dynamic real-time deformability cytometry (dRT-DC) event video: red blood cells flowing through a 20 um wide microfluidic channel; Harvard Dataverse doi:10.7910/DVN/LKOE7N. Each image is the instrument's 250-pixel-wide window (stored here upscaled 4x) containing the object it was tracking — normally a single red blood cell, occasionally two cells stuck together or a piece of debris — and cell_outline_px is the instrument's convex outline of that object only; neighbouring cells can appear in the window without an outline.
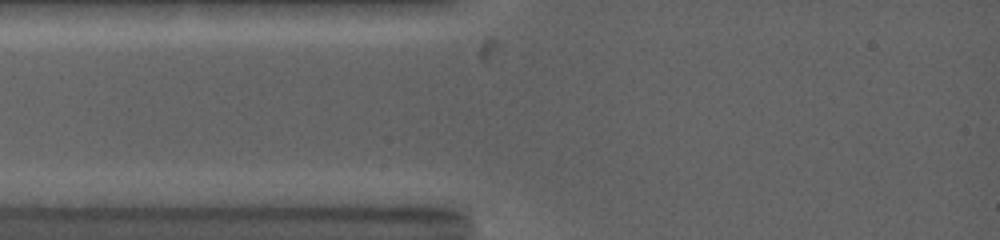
{"species": "common noctule bat (a hibernating species)", "species_latin": "Nyctalus noctula", "temperature_condition": "warm", "stored_images_in_passage": 5, "camera_frame_rate_fps": 5000, "um_per_image_px": 0.085, "animal": {"sex": "female", "body_mass_g": 19.0, "forearm_length_mm": 53.3}, "frame": {"image": 1, "passage_image": 4, "time_ms": 0.8, "image_size_px": [1000, 240], "cell_outline_px": [[432, 168], [304, 168], [296, 160], [300, 156], [344, 156], [428, 160], [432, 164]], "centroid_in_image_um": [30.64, 13.82], "position_along_channel_um": 54.4, "area_um2": 10.12}}